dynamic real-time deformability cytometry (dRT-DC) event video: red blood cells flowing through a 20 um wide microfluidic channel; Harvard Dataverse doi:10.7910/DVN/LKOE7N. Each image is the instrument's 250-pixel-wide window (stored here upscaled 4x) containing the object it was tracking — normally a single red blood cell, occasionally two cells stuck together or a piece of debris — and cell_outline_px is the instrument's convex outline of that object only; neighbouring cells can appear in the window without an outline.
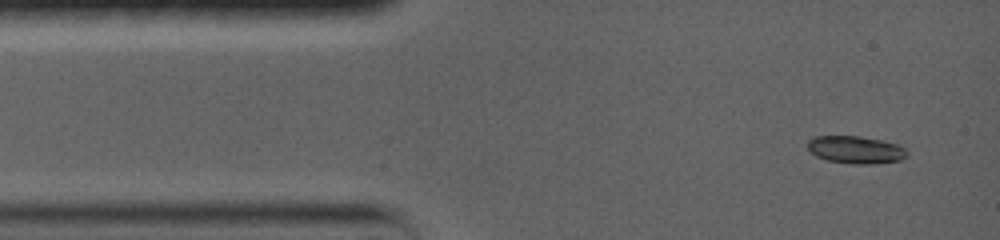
{"species": "common noctule bat (a hibernating species)", "species_latin": "Nyctalus noctula", "temperature_condition": "warm", "stored_images_in_passage": 44, "camera_frame_rate_fps": 5000, "um_per_image_px": 0.085, "animal": {"sex": "female", "body_mass_g": 19.0, "forearm_length_mm": 56.7}, "frame": {"image": 1, "passage_image": 1, "time_ms": 0.0, "image_size_px": [1000, 240], "cell_outline_px": [[908, 156], [900, 160], [872, 164], [856, 164], [828, 160], [816, 156], [808, 148], [808, 140], [816, 136], [860, 136], [880, 140], [896, 144], [904, 148], [908, 152]], "centroid_in_image_um": [72.75, 12.73], "position_along_channel_um": 12.3, "area_um2": 15.78}}
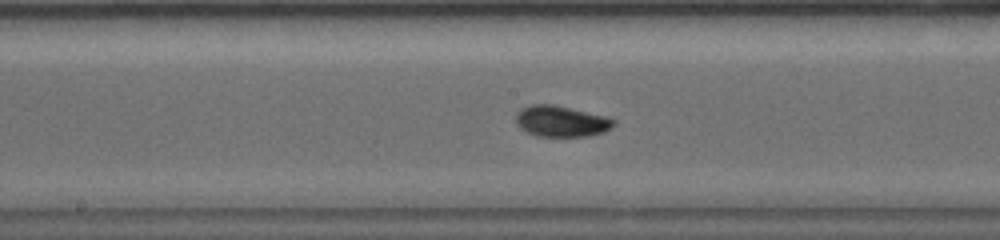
{"frame": {"image": 2, "passage_image": 24, "time_ms": 6.8, "image_size_px": [1000, 240], "cell_outline_px": [[616, 124], [612, 128], [604, 132], [588, 136], [536, 136], [520, 128], [516, 124], [516, 112], [520, 108], [532, 104], [552, 104], [608, 116], [616, 120]], "centroid_in_image_um": [47.72, 10.3], "position_along_channel_um": 200.5, "area_um2": 17.92}}
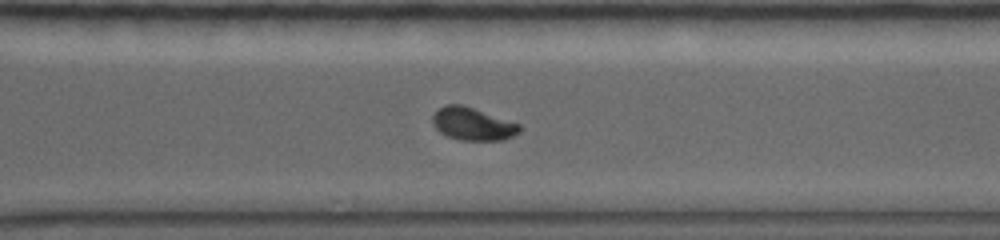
{"frame": {"image": 3, "passage_image": 44, "time_ms": 10.4, "image_size_px": [1000, 240], "cell_outline_px": [[520, 128], [512, 136], [504, 140], [460, 140], [448, 136], [440, 132], [432, 124], [432, 116], [440, 108], [448, 104], [460, 104], [520, 124]], "centroid_in_image_um": [40.14, 10.54], "position_along_channel_um": 330.5, "area_um2": 16.18}}